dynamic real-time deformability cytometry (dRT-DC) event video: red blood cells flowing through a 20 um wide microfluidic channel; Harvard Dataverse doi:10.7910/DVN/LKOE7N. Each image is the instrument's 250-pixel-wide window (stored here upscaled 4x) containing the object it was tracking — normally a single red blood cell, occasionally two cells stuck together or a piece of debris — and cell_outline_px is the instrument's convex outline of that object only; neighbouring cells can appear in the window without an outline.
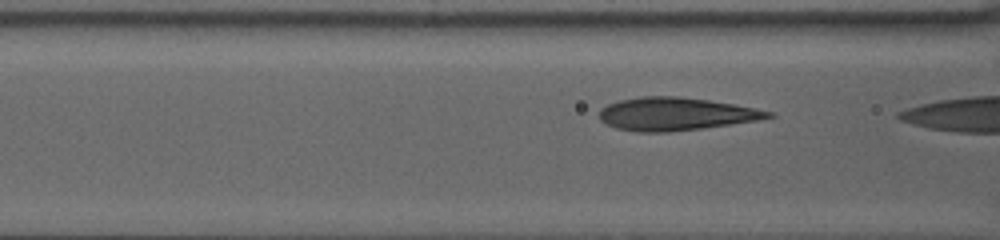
{"species": "human", "species_latin": "Homo sapiens", "temperature_condition": "warm", "stored_images_in_passage": 12, "segment_of_instrument_passage": [2, 2], "camera_frame_rate_fps": 3000, "um_per_image_px": 0.085, "donor": {"sex": "female"}, "frame": {"image": 1, "passage_image": 11, "time_ms": 3.333, "image_size_px": [1000, 240], "cell_outline_px": [[776, 116], [760, 120], [704, 128], [668, 132], [636, 132], [616, 128], [604, 124], [600, 120], [600, 108], [608, 104], [620, 100], [640, 96], [680, 96], [708, 100], [732, 104], [776, 112]], "centroid_in_image_um": [57.44, 9.69], "position_along_channel_um": 109.2, "area_um2": 32.66}}